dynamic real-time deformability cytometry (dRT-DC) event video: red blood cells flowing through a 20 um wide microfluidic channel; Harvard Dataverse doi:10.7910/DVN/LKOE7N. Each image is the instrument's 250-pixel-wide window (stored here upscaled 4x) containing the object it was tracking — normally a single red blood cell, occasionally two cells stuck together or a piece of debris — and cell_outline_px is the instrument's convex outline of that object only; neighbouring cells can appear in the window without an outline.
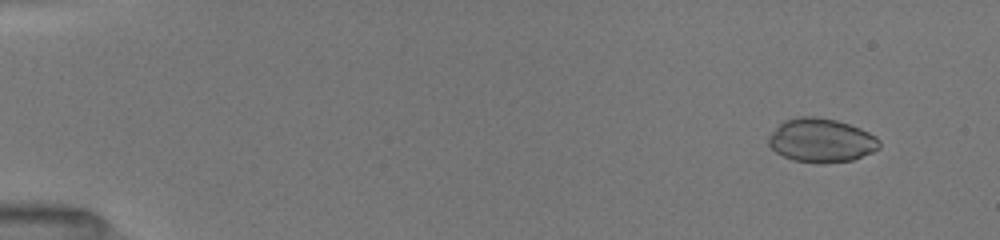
{"species": "common noctule bat (a hibernating species)", "species_latin": "Nyctalus noctula", "temperature_condition": "room temperature", "stored_images_in_passage": 49, "camera_frame_rate_fps": 3000, "um_per_image_px": 0.085, "animal": {"sex": "female", "body_mass_g": 19.5, "forearm_length_mm": 54.1}, "frame": {"image": 1, "passage_image": 3, "time_ms": 0.667, "image_size_px": [1000, 240], "cell_outline_px": [[880, 148], [872, 152], [852, 160], [820, 164], [792, 160], [776, 152], [768, 144], [768, 136], [784, 120], [796, 116], [812, 116], [836, 120], [860, 128], [876, 136], [880, 140]], "centroid_in_image_um": [69.8, 11.93], "position_along_channel_um": 15.2, "area_um2": 28.38}}
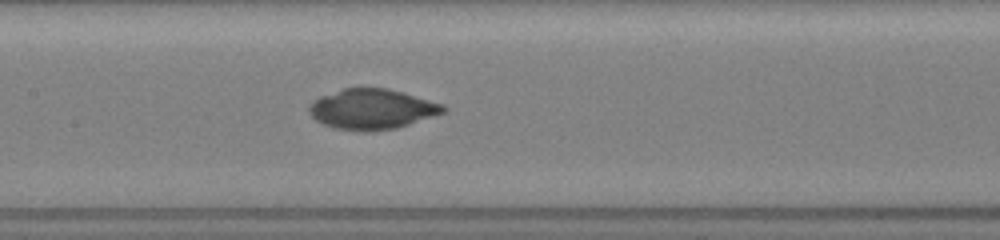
{"frame": {"image": 2, "passage_image": 26, "time_ms": 8.0, "image_size_px": [1000, 240], "cell_outline_px": [[448, 108], [444, 112], [396, 128], [372, 132], [364, 132], [332, 128], [316, 120], [308, 112], [308, 104], [312, 100], [320, 96], [344, 88], [360, 84], [388, 88], [404, 92], [444, 104]], "centroid_in_image_um": [31.58, 9.24], "position_along_channel_um": 175.8, "area_um2": 32.37}}
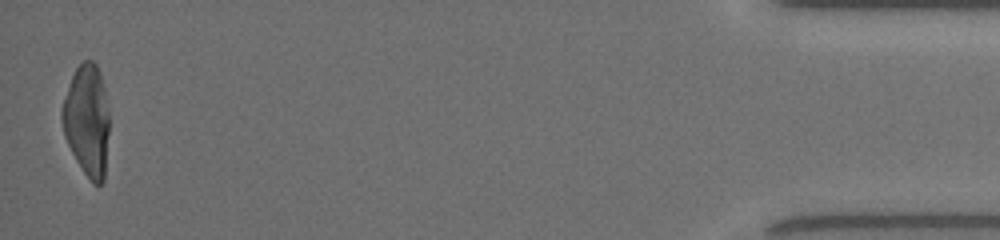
{"frame": {"image": 3, "passage_image": 49, "time_ms": 16.333, "image_size_px": [1000, 240], "cell_outline_px": [[108, 132], [104, 180], [100, 184], [92, 184], [76, 160], [64, 136], [60, 120], [60, 108], [72, 76], [76, 68], [84, 60], [92, 60], [96, 64], [100, 72], [108, 108]], "centroid_in_image_um": [7.37, 10.23], "position_along_channel_um": 427.8, "area_um2": 30.63}}